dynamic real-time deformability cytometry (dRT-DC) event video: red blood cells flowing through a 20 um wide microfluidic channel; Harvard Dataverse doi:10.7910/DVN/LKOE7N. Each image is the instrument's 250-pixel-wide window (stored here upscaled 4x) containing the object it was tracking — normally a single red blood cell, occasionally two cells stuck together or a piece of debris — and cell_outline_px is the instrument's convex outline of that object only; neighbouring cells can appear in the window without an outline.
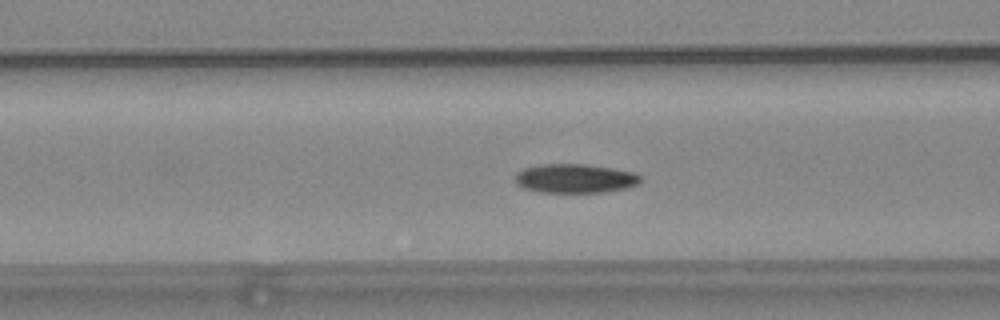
{"species": "common noctule bat (a hibernating species)", "species_latin": "Nyctalus noctula", "temperature_condition": "warm", "stored_images_in_passage": 55, "camera_frame_rate_fps": 3000, "um_per_image_px": 0.085, "animal": {"sex": "female", "body_mass_g": 24.6, "forearm_length_mm": 56.2}, "frame": {"image": 1, "passage_image": 21, "time_ms": 6.667, "image_size_px": [1000, 320], "cell_outline_px": [[640, 184], [624, 188], [604, 192], [540, 192], [524, 188], [516, 184], [516, 172], [524, 168], [540, 164], [584, 164], [612, 168], [636, 172], [640, 176]], "centroid_in_image_um": [48.88, 15.16], "position_along_channel_um": 117.7, "area_um2": 21.21}}
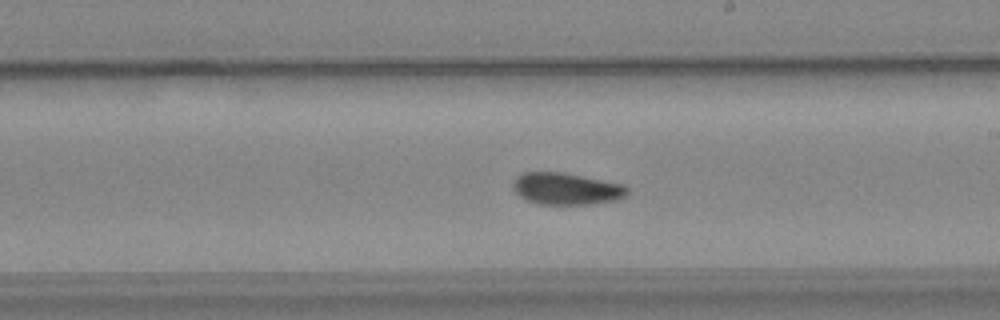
{"frame": {"image": 2, "passage_image": 31, "time_ms": 10.0, "image_size_px": [1000, 320], "cell_outline_px": [[628, 196], [616, 200], [596, 204], [536, 204], [524, 200], [512, 188], [512, 184], [516, 176], [524, 172], [564, 172], [624, 184], [628, 188]], "centroid_in_image_um": [48.15, 16.05], "position_along_channel_um": 240.9, "area_um2": 21.62}}
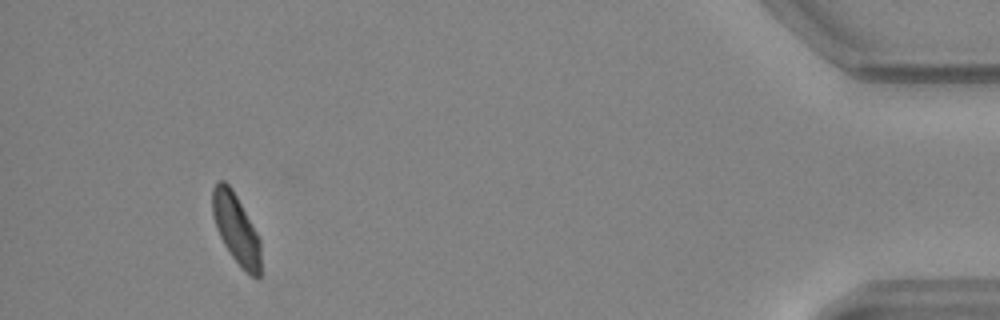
{"frame": {"image": 3, "passage_image": 51, "time_ms": 16.667, "image_size_px": [1000, 320], "cell_outline_px": [[260, 280], [256, 280], [244, 272], [232, 256], [224, 244], [216, 228], [212, 216], [212, 188], [220, 180], [224, 180], [232, 188], [256, 232], [260, 240]], "centroid_in_image_um": [20.06, 19.49], "position_along_channel_um": 415.1, "area_um2": 19.71}, "authors_computed_cell_mechanics": {"area_um2": 20.6346, "velocity_mm_per_s": 3.6893, "shape_relaxation_time_tau1_ms": 4.9031, "shape_relaxation_time_tau2_ms": 4.8725, "deformation_change_tau1": 0.1279, "deformation_change_tau2": 0.083}}